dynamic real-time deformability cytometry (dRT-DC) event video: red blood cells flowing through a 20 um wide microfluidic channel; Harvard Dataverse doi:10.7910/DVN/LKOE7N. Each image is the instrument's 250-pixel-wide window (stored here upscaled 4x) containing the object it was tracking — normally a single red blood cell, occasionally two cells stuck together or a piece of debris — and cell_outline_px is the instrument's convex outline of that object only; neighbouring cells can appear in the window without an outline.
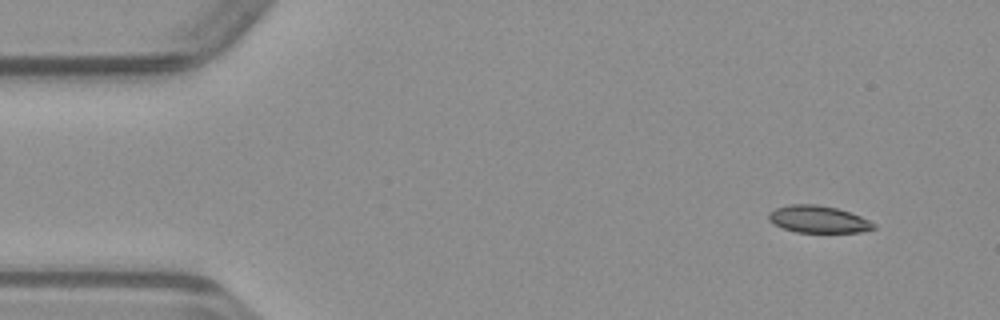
{"species": "common noctule bat (a hibernating species)", "species_latin": "Nyctalus noctula", "temperature_condition": "warm", "stored_images_in_passage": 46, "camera_frame_rate_fps": 3000, "um_per_image_px": 0.085, "animal": {"sex": "male", "body_mass_g": 23.1, "forearm_length_mm": 52.7}, "frame": {"image": 1, "passage_image": 1, "time_ms": 0.0, "image_size_px": [1000, 320], "cell_outline_px": [[876, 228], [860, 232], [796, 232], [784, 228], [768, 220], [768, 212], [776, 208], [788, 204], [816, 204], [836, 208], [860, 216], [876, 224]], "centroid_in_image_um": [69.54, 18.63], "position_along_channel_um": 15.5, "area_um2": 16.47}}
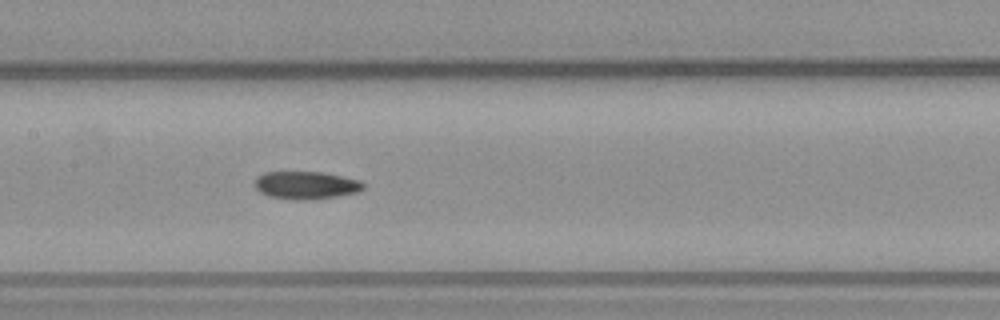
{"frame": {"image": 2, "passage_image": 20, "time_ms": 6.333, "image_size_px": [1000, 320], "cell_outline_px": [[364, 188], [356, 192], [336, 196], [312, 200], [296, 200], [268, 196], [260, 192], [252, 184], [256, 176], [264, 172], [320, 172], [360, 180], [364, 184]], "centroid_in_image_um": [25.94, 15.74], "position_along_channel_um": 181.5, "area_um2": 17.63}}
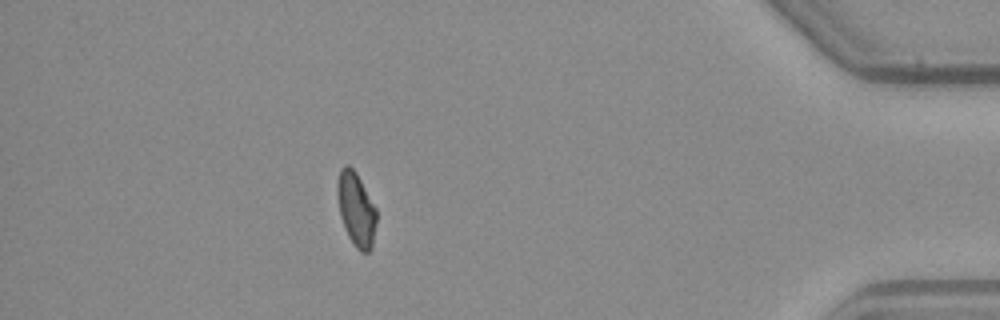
{"frame": {"image": 3, "passage_image": 40, "time_ms": 13.0, "image_size_px": [1000, 320], "cell_outline_px": [[376, 224], [372, 248], [368, 252], [360, 252], [356, 248], [348, 236], [340, 216], [336, 192], [336, 184], [340, 168], [344, 164], [348, 164], [356, 172], [376, 208]], "centroid_in_image_um": [30.25, 17.77], "position_along_channel_um": 404.9, "area_um2": 16.99}}